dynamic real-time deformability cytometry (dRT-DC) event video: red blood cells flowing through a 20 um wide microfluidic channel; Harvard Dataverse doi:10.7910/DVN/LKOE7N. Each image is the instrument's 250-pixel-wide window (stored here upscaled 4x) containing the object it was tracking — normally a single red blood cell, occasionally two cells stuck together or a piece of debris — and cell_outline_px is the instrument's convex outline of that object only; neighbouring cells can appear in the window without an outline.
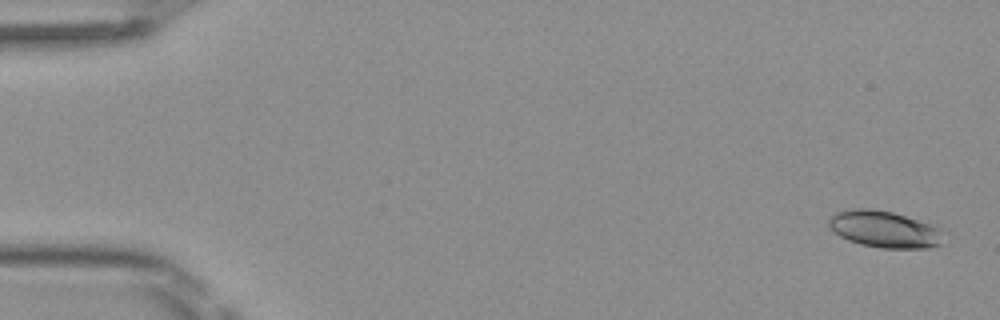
{"species": "Egyptian fruit bat (a non-hibernating species)", "species_latin": "Rousettus aegyptiacus", "temperature_condition": "room temperature", "stored_images_in_passage": 50, "camera_frame_rate_fps": 3000, "um_per_image_px": 0.085, "frame": {"image": 1, "passage_image": 2, "time_ms": 0.333, "image_size_px": [1000, 320], "cell_outline_px": [[948, 232], [940, 244], [928, 248], [880, 248], [860, 244], [848, 240], [840, 236], [828, 224], [828, 220], [836, 212], [852, 208], [868, 208], [892, 212], [944, 224]], "centroid_in_image_um": [75.37, 19.47], "position_along_channel_um": 9.6, "area_um2": 25.61}}
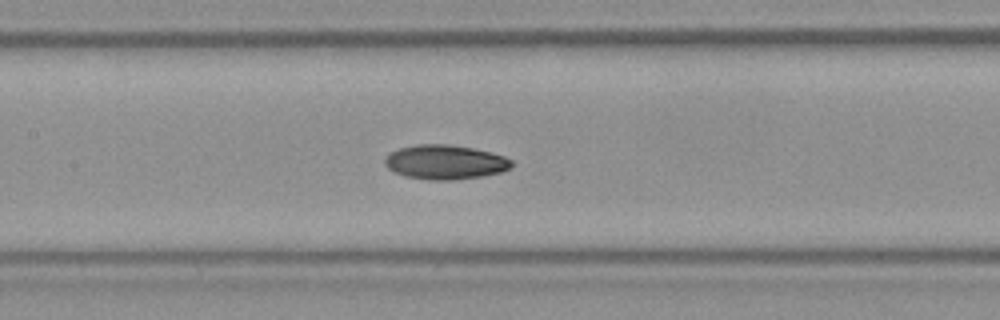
{"frame": {"image": 2, "passage_image": 24, "time_ms": 7.667, "image_size_px": [1000, 320], "cell_outline_px": [[512, 168], [500, 172], [480, 176], [456, 180], [428, 180], [404, 176], [388, 168], [384, 164], [384, 160], [392, 152], [400, 148], [416, 144], [448, 144], [472, 148], [492, 152], [504, 156], [512, 160]], "centroid_in_image_um": [37.85, 13.78], "position_along_channel_um": 169.5, "area_um2": 25.37}}
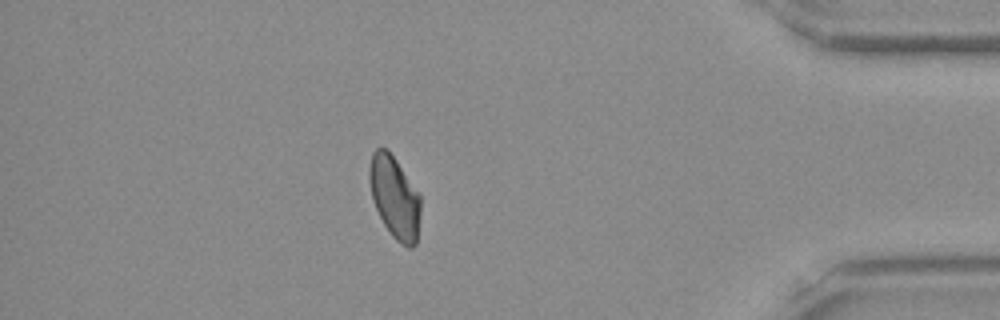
{"frame": {"image": 3, "passage_image": 44, "time_ms": 14.333, "image_size_px": [1000, 320], "cell_outline_px": [[420, 212], [416, 244], [412, 248], [408, 248], [400, 244], [392, 236], [384, 224], [372, 200], [368, 176], [368, 168], [372, 152], [376, 148], [384, 148], [396, 160], [420, 196]], "centroid_in_image_um": [33.52, 16.79], "position_along_channel_um": 401.7, "area_um2": 24.33}, "authors_computed_cell_mechanics": {"area_um2": 24.565, "velocity_mm_per_s": 4.0784, "shape_relaxation_time_tau1_ms": 7.1322, "shape_relaxation_time_tau2_ms": 4.9745, "deformation_change_tau1": 0.1405, "deformation_change_tau2": 0.0983}}